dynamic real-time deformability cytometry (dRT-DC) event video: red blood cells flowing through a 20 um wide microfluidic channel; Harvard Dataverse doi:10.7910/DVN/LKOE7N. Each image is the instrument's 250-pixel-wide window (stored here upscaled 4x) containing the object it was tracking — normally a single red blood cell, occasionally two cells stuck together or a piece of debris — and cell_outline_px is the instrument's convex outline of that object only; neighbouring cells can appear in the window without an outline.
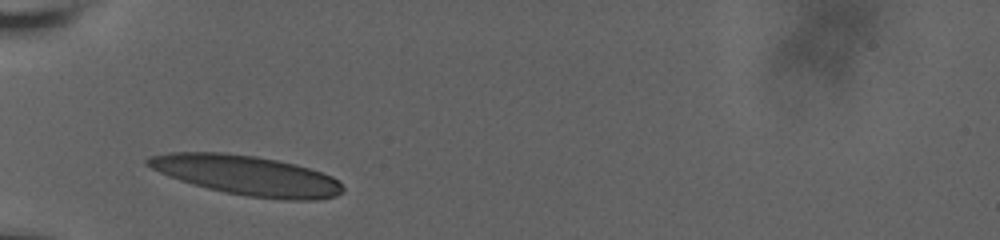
{"species": "human", "species_latin": "Homo sapiens", "temperature_condition": "room temperature", "stored_images_in_passage": 18, "camera_frame_rate_fps": 3000, "um_per_image_px": 0.085, "donor": {"sex": "male"}, "frame": {"image": 1, "passage_image": 1, "time_ms": 0.0, "image_size_px": [1000, 240], "cell_outline_px": [[344, 192], [336, 196], [320, 200], [288, 200], [248, 196], [224, 192], [192, 184], [168, 176], [144, 164], [144, 160], [152, 156], [168, 152], [224, 152], [256, 156], [296, 164], [332, 176], [344, 188]], "centroid_in_image_um": [20.98, 14.9], "position_along_channel_um": 64.0, "area_um2": 45.08}}
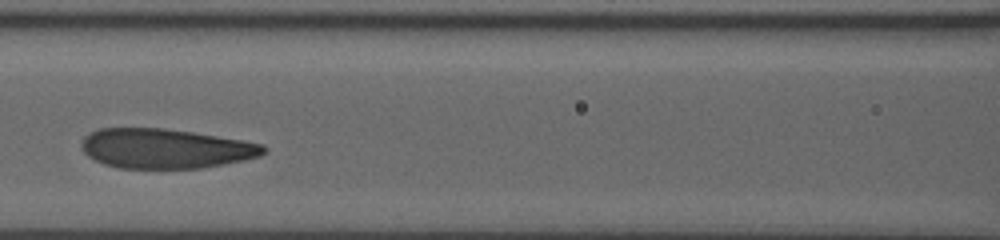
{"frame": {"image": 2, "passage_image": 12, "time_ms": 2.667, "image_size_px": [1000, 240], "cell_outline_px": [[268, 148], [260, 156], [244, 160], [224, 164], [200, 168], [116, 168], [104, 164], [88, 156], [80, 148], [80, 144], [84, 136], [100, 128], [164, 128], [192, 132], [240, 140], [260, 144]], "centroid_in_image_um": [14.02, 12.63], "position_along_channel_um": 152.6, "area_um2": 41.96}}
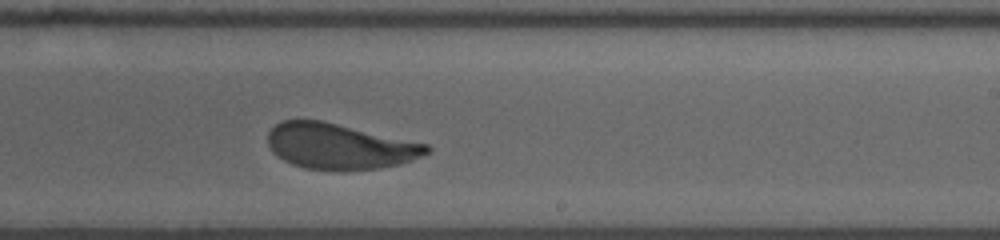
{"frame": {"image": 3, "passage_image": 18, "time_ms": 5.667, "image_size_px": [1000, 240], "cell_outline_px": [[432, 148], [428, 152], [412, 160], [400, 164], [380, 168], [344, 172], [336, 172], [304, 168], [292, 164], [284, 160], [272, 152], [268, 144], [268, 132], [280, 120], [320, 120], [428, 144]], "centroid_in_image_um": [28.85, 12.46], "position_along_channel_um": 260.2, "area_um2": 42.6}}